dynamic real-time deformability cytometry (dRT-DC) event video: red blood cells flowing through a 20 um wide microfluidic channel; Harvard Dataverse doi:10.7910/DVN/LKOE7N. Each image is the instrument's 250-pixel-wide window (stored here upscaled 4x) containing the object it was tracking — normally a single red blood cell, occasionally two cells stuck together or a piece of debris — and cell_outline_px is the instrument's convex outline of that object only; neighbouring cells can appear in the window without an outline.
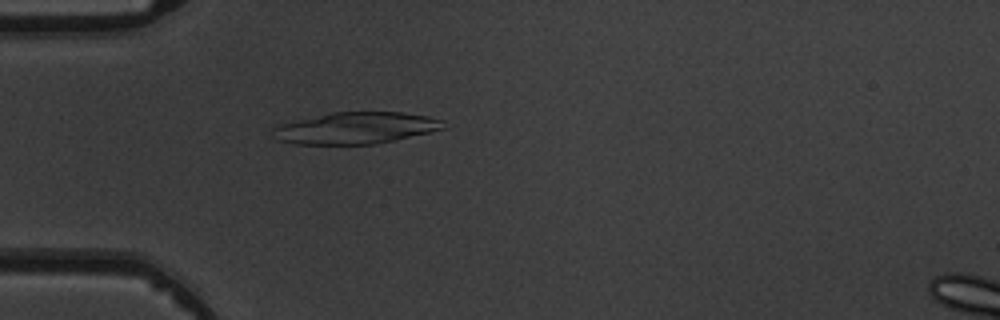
{"species": "common noctule bat (a hibernating species)", "species_latin": "Nyctalus noctula", "temperature_condition": "warm", "stored_images_in_passage": 2, "camera_frame_rate_fps": 3000, "um_per_image_px": 0.085, "animal": {"sex": "male", "body_mass_g": 19.5, "forearm_length_mm": 54.6}, "frame": {"image": 1, "passage_image": 2, "time_ms": 1.333, "image_size_px": [1000, 320], "cell_outline_px": [[448, 128], [396, 140], [372, 144], [292, 144], [280, 140], [272, 128], [280, 124], [332, 112], [400, 112], [428, 116], [444, 120]], "centroid_in_image_um": [30.34, 10.88], "position_along_channel_um": 54.7, "area_um2": 31.33}}